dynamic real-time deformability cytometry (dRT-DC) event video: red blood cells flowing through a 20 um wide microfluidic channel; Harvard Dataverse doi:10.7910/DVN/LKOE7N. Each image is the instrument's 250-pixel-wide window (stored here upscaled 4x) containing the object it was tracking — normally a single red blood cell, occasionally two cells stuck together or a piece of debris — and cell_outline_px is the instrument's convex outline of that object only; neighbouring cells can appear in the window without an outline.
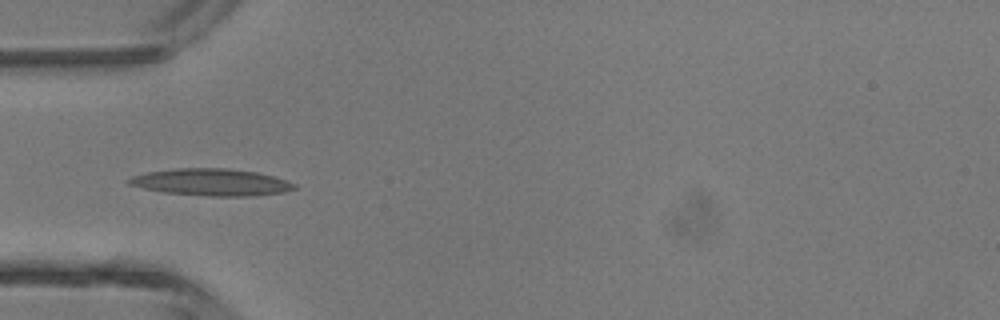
{"species": "common noctule bat (a hibernating species)", "species_latin": "Nyctalus noctula", "temperature_condition": "room temperature", "stored_images_in_passage": 31, "camera_frame_rate_fps": 3000, "um_per_image_px": 0.085, "animal": {"sex": "male", "body_mass_g": 13.3}, "frame": {"image": 1, "passage_image": 2, "time_ms": 0.333, "image_size_px": [1000, 320], "cell_outline_px": [[296, 188], [284, 192], [256, 196], [208, 196], [164, 192], [144, 188], [128, 184], [128, 180], [132, 176], [148, 172], [176, 168], [228, 168], [256, 172], [272, 176], [296, 184]], "centroid_in_image_um": [17.98, 15.49], "position_along_channel_um": 67.0, "area_um2": 25.84}}
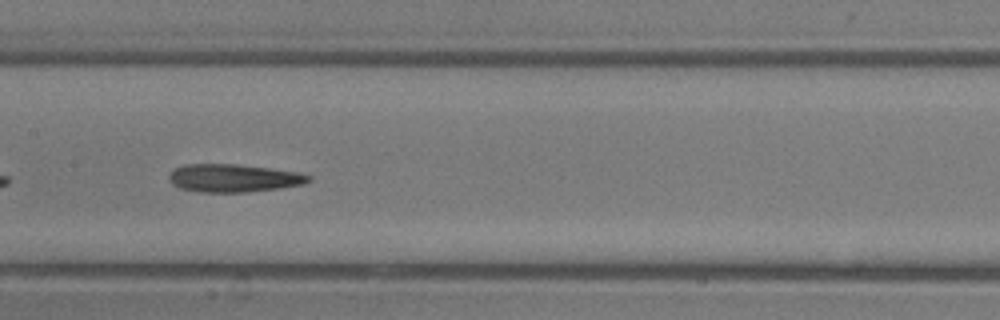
{"frame": {"image": 2, "passage_image": 10, "time_ms": 3.0, "image_size_px": [1000, 320], "cell_outline_px": [[312, 180], [304, 184], [280, 188], [248, 192], [200, 192], [180, 188], [172, 184], [168, 176], [176, 168], [184, 164], [236, 164], [268, 168], [296, 172], [312, 176]], "centroid_in_image_um": [19.86, 15.14], "position_along_channel_um": 187.5, "area_um2": 22.66}}
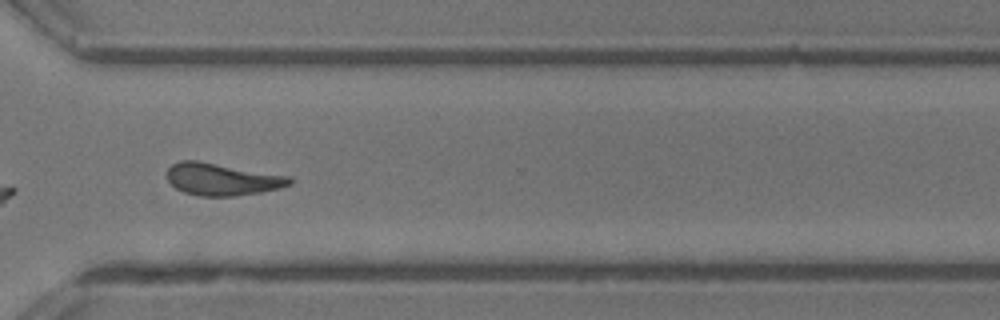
{"frame": {"image": 3, "passage_image": 21, "time_ms": 6.667, "image_size_px": [1000, 320], "cell_outline_px": [[292, 184], [280, 188], [260, 192], [232, 196], [200, 196], [184, 192], [176, 188], [168, 180], [168, 168], [172, 164], [180, 160], [196, 160], [292, 176]], "centroid_in_image_um": [18.9, 15.23], "position_along_channel_um": 351.7, "area_um2": 23.0}, "authors_computed_cell_mechanics": {"area_um2": 22.3108, "velocity_mm_per_s": 4.4919, "shape_relaxation_time_tau1_ms": null, "shape_relaxation_time_tau2_ms": 3.2346, "deformation_change_tau1": null, "deformation_change_tau2": 0.155}}